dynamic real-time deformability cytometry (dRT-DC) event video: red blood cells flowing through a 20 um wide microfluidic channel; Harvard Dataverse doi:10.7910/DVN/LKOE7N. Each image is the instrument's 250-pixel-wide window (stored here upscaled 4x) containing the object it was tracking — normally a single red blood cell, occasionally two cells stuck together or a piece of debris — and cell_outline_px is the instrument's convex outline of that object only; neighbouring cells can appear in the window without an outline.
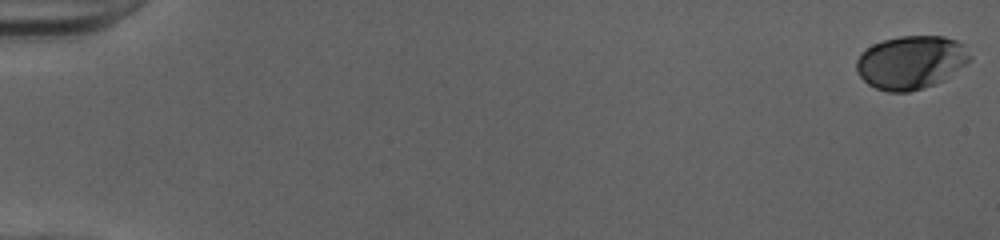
{"species": "human", "species_latin": "Homo sapiens", "temperature_condition": "cold", "stored_images_in_passage": 53, "camera_frame_rate_fps": 3000, "um_per_image_px": 0.085, "donor": {"sex": "female"}, "frame": {"image": 1, "passage_image": 1, "time_ms": 0.0, "image_size_px": [1000, 240], "cell_outline_px": [[972, 60], [944, 80], [936, 84], [924, 88], [908, 92], [888, 92], [876, 88], [868, 84], [856, 72], [856, 60], [860, 52], [872, 44], [884, 40], [900, 36], [944, 36], [968, 44], [972, 56]], "centroid_in_image_um": [77.47, 5.29], "position_along_channel_um": 7.5, "area_um2": 35.95}}
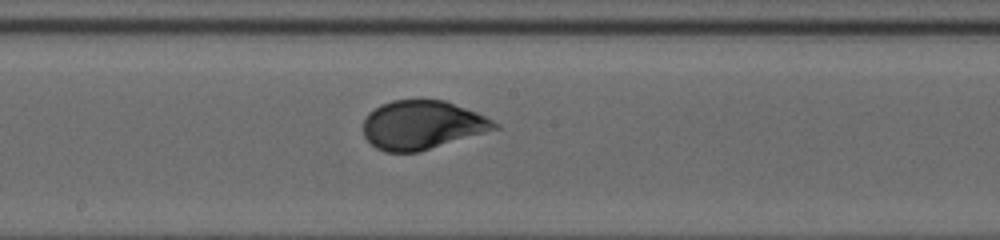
{"frame": {"image": 2, "passage_image": 30, "time_ms": 9.667, "image_size_px": [1000, 240], "cell_outline_px": [[500, 128], [420, 152], [384, 152], [376, 148], [364, 136], [364, 116], [368, 112], [380, 104], [392, 100], [444, 100], [476, 112], [500, 124]], "centroid_in_image_um": [35.87, 10.63], "position_along_channel_um": 212.3, "area_um2": 37.4}}
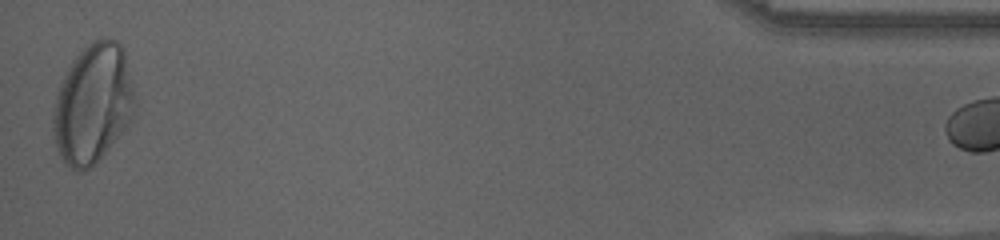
{"frame": {"image": 3, "passage_image": 52, "time_ms": 17.0, "image_size_px": [1000, 240], "cell_outline_px": [[136, 104], [132, 120], [104, 152], [88, 168], [80, 172], [76, 172], [64, 164], [60, 156], [52, 132], [52, 112], [56, 92], [72, 60], [92, 40], [104, 36], [108, 36], [116, 40], [124, 48], [136, 100]], "centroid_in_image_um": [7.89, 8.78], "position_along_channel_um": 427.3, "area_um2": 57.11}}